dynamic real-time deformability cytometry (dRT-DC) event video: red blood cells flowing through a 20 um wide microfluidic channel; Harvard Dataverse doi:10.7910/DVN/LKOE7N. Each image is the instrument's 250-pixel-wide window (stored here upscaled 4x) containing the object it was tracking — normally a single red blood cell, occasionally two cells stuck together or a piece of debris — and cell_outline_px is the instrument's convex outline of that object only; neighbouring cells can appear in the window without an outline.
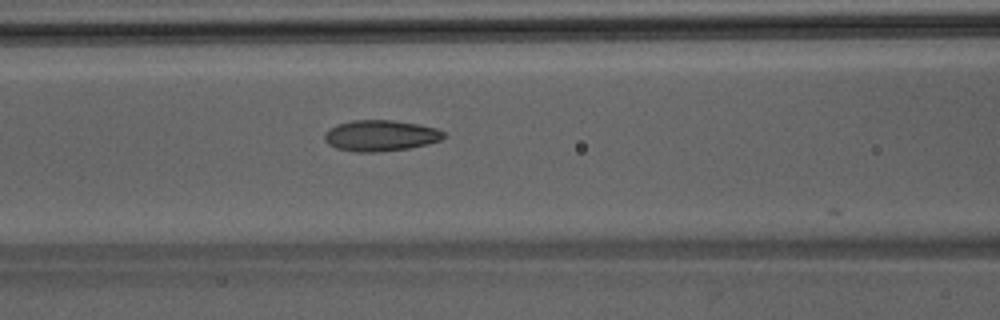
{"species": "Egyptian fruit bat (a non-hibernating species)", "species_latin": "Rousettus aegyptiacus", "temperature_condition": "room temperature", "stored_images_in_passage": 22, "camera_frame_rate_fps": 3000, "um_per_image_px": 0.085, "animal": {"sex": "male"}, "frame": {"image": 1, "passage_image": 21, "time_ms": 6.667, "image_size_px": [1000, 320], "cell_outline_px": [[448, 136], [440, 140], [428, 144], [408, 148], [380, 152], [356, 152], [336, 148], [328, 144], [324, 140], [324, 132], [340, 124], [352, 120], [392, 120], [420, 124], [436, 128], [444, 132]], "centroid_in_image_um": [32.37, 11.53], "position_along_channel_um": 134.2, "area_um2": 21.62}}